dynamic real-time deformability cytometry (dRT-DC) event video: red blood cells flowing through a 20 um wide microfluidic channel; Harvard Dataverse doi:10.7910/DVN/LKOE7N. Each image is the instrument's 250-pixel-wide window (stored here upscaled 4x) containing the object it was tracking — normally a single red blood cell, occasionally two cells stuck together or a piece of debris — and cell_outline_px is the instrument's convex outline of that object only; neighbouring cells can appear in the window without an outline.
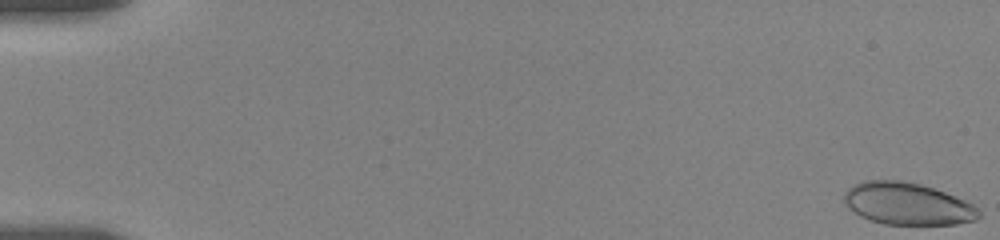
{"species": "human", "species_latin": "Homo sapiens", "temperature_condition": "room temperature", "stored_images_in_passage": 49, "camera_frame_rate_fps": 3000, "um_per_image_px": 0.085, "donor": {"sex": "female"}, "frame": {"image": 1, "passage_image": 1, "time_ms": 0.0, "image_size_px": [1000, 240], "cell_outline_px": [[980, 216], [976, 220], [956, 224], [884, 224], [860, 216], [848, 208], [844, 204], [844, 192], [852, 184], [864, 180], [900, 180], [920, 184], [944, 192], [964, 200], [972, 204], [980, 212]], "centroid_in_image_um": [77.09, 17.31], "position_along_channel_um": 7.9, "area_um2": 33.0}}
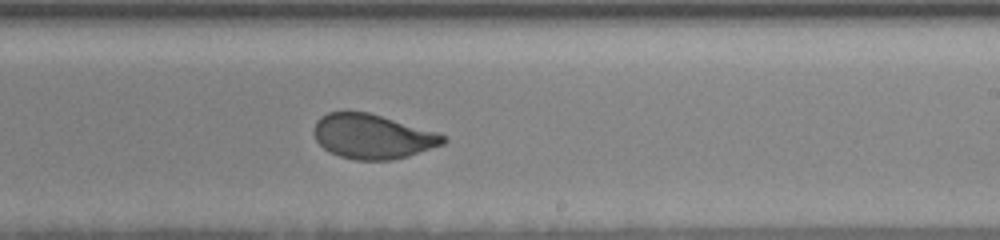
{"frame": {"image": 2, "passage_image": 24, "time_ms": 11.667, "image_size_px": [1000, 240], "cell_outline_px": [[448, 140], [444, 144], [408, 156], [392, 160], [356, 160], [340, 156], [324, 148], [316, 140], [312, 132], [316, 120], [320, 116], [328, 112], [368, 112], [440, 132]], "centroid_in_image_um": [31.68, 11.59], "position_along_channel_um": 257.3, "area_um2": 33.76}}
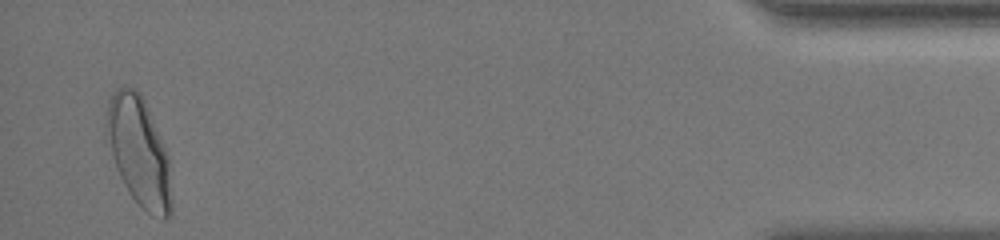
{"frame": {"image": 3, "passage_image": 49, "time_ms": 18.333, "image_size_px": [1000, 240], "cell_outline_px": [[172, 216], [168, 220], [160, 220], [152, 216], [132, 196], [124, 184], [120, 176], [104, 132], [104, 116], [108, 100], [112, 92], [116, 88], [136, 88], [140, 92], [144, 100], [168, 156], [172, 200]], "centroid_in_image_um": [11.8, 12.9], "position_along_channel_um": 423.4, "area_um2": 41.44}, "authors_computed_cell_mechanics": {"area_um2": 34.1598, "velocity_mm_per_s": 3.5448, "shape_relaxation_time_tau1_ms": 4.4919, "shape_relaxation_time_tau2_ms": null, "deformation_change_tau1": 0.1582, "deformation_change_tau2": null}}